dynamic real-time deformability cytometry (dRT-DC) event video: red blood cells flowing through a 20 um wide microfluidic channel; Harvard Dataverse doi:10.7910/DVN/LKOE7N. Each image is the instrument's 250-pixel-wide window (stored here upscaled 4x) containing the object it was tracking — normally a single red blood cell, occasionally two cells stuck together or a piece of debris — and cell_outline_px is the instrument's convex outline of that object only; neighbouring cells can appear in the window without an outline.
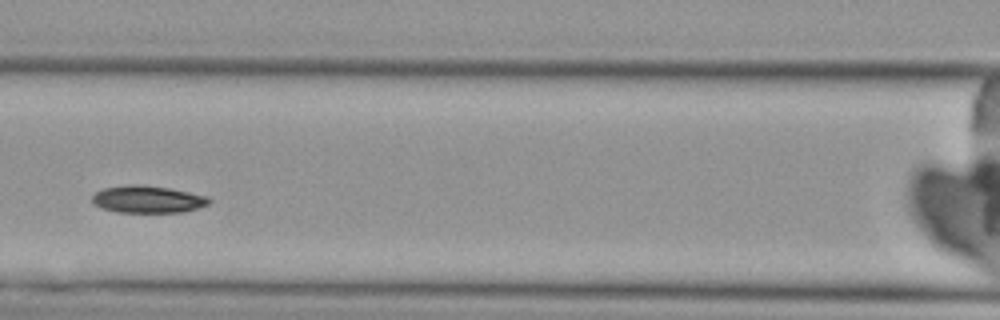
{"species": "Egyptian fruit bat (a non-hibernating species)", "species_latin": "Rousettus aegyptiacus", "temperature_condition": "cold", "stored_images_in_passage": 3, "camera_frame_rate_fps": 3000, "um_per_image_px": 0.085, "animal": {"sex": "female"}, "frame": {"image": 1, "passage_image": 3, "time_ms": 2.333, "image_size_px": [1000, 320], "cell_outline_px": [[212, 200], [208, 204], [196, 208], [180, 212], [116, 212], [100, 208], [92, 204], [92, 196], [96, 192], [104, 188], [128, 184], [140, 184], [168, 188], [208, 196]], "centroid_in_image_um": [12.51, 16.94], "position_along_channel_um": 154.1, "area_um2": 18.55}}